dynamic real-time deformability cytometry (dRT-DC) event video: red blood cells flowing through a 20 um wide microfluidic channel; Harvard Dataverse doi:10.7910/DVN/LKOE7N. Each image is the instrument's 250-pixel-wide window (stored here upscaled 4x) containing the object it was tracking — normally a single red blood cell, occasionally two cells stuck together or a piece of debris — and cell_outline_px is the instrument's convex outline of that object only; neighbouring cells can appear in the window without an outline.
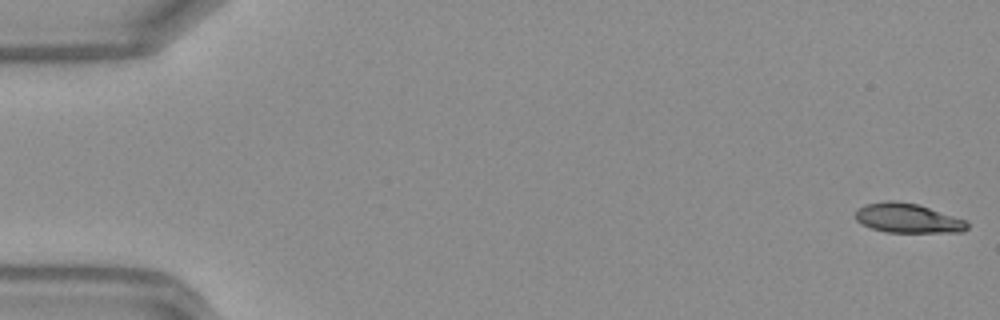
{"species": "Egyptian fruit bat (a non-hibernating species)", "species_latin": "Rousettus aegyptiacus", "temperature_condition": "warm", "stored_images_in_passage": 48, "camera_frame_rate_fps": 3000, "um_per_image_px": 0.085, "frame": {"image": 1, "passage_image": 1, "time_ms": 0.0, "image_size_px": [1000, 320], "cell_outline_px": [[968, 228], [964, 232], [884, 232], [872, 228], [856, 220], [856, 212], [864, 204], [884, 200], [896, 200], [916, 204], [964, 220], [968, 224]], "centroid_in_image_um": [77.13, 18.54], "position_along_channel_um": 7.9, "area_um2": 18.9}}
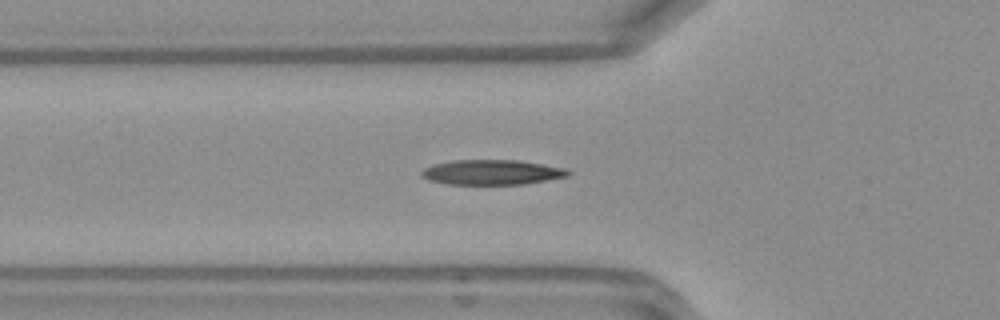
{"frame": {"image": 2, "passage_image": 17, "time_ms": 5.333, "image_size_px": [1000, 320], "cell_outline_px": [[572, 172], [568, 176], [524, 184], [444, 184], [428, 180], [420, 176], [420, 172], [424, 168], [432, 164], [456, 160], [516, 160], [568, 168]], "centroid_in_image_um": [41.79, 14.64], "position_along_channel_um": 84.0, "area_um2": 21.44}}
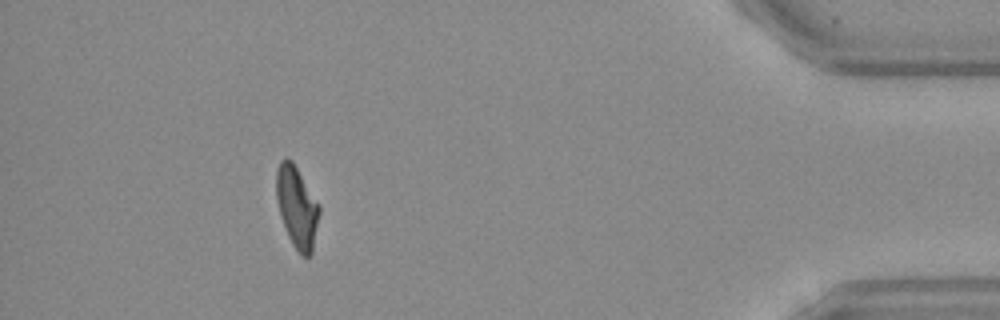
{"frame": {"image": 3, "passage_image": 44, "time_ms": 14.333, "image_size_px": [1000, 320], "cell_outline_px": [[320, 212], [312, 252], [308, 256], [300, 256], [292, 244], [288, 236], [280, 216], [276, 200], [276, 172], [280, 160], [284, 156], [288, 156], [292, 160], [320, 204]], "centroid_in_image_um": [25.23, 17.57], "position_along_channel_um": 410.0, "area_um2": 20.75}, "authors_computed_cell_mechanics": {"area_um2": 20.808, "velocity_mm_per_s": 4.2289, "shape_relaxation_time_tau1_ms": 5.6867, "shape_relaxation_time_tau2_ms": 2.1476, "deformation_change_tau1": 0.2172, "deformation_change_tau2": 0.0997}}